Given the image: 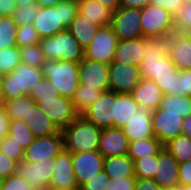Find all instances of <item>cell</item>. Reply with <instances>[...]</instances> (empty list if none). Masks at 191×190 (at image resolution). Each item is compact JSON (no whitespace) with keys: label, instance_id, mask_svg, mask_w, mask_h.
Listing matches in <instances>:
<instances>
[{"label":"cell","instance_id":"6da1fadb","mask_svg":"<svg viewBox=\"0 0 191 190\" xmlns=\"http://www.w3.org/2000/svg\"><path fill=\"white\" fill-rule=\"evenodd\" d=\"M174 33L145 38L144 58L139 65L142 79L152 80L163 94L173 96L174 77L179 70L169 57Z\"/></svg>","mask_w":191,"mask_h":190},{"label":"cell","instance_id":"7a4b0ae2","mask_svg":"<svg viewBox=\"0 0 191 190\" xmlns=\"http://www.w3.org/2000/svg\"><path fill=\"white\" fill-rule=\"evenodd\" d=\"M78 14V3L61 0L55 6L40 7L33 23L39 37L47 38L67 29Z\"/></svg>","mask_w":191,"mask_h":190},{"label":"cell","instance_id":"3957f363","mask_svg":"<svg viewBox=\"0 0 191 190\" xmlns=\"http://www.w3.org/2000/svg\"><path fill=\"white\" fill-rule=\"evenodd\" d=\"M102 129L78 115L64 130V149L70 153L94 151L99 148Z\"/></svg>","mask_w":191,"mask_h":190},{"label":"cell","instance_id":"277c9868","mask_svg":"<svg viewBox=\"0 0 191 190\" xmlns=\"http://www.w3.org/2000/svg\"><path fill=\"white\" fill-rule=\"evenodd\" d=\"M42 73L43 78L48 79L60 96L73 99L80 84L79 63L46 60L42 67Z\"/></svg>","mask_w":191,"mask_h":190},{"label":"cell","instance_id":"5b68a950","mask_svg":"<svg viewBox=\"0 0 191 190\" xmlns=\"http://www.w3.org/2000/svg\"><path fill=\"white\" fill-rule=\"evenodd\" d=\"M42 79V68L20 63L12 72L0 76L4 101L28 95Z\"/></svg>","mask_w":191,"mask_h":190},{"label":"cell","instance_id":"8992f818","mask_svg":"<svg viewBox=\"0 0 191 190\" xmlns=\"http://www.w3.org/2000/svg\"><path fill=\"white\" fill-rule=\"evenodd\" d=\"M40 48L46 60H63L81 62L84 58V49L65 29L54 36L42 38Z\"/></svg>","mask_w":191,"mask_h":190},{"label":"cell","instance_id":"52a82bcc","mask_svg":"<svg viewBox=\"0 0 191 190\" xmlns=\"http://www.w3.org/2000/svg\"><path fill=\"white\" fill-rule=\"evenodd\" d=\"M140 24L145 38L174 33L173 15L153 4H149L141 10Z\"/></svg>","mask_w":191,"mask_h":190},{"label":"cell","instance_id":"ba28073f","mask_svg":"<svg viewBox=\"0 0 191 190\" xmlns=\"http://www.w3.org/2000/svg\"><path fill=\"white\" fill-rule=\"evenodd\" d=\"M56 165V157L37 162L20 161L16 175L27 181L35 190H45L49 186Z\"/></svg>","mask_w":191,"mask_h":190},{"label":"cell","instance_id":"9c48e42d","mask_svg":"<svg viewBox=\"0 0 191 190\" xmlns=\"http://www.w3.org/2000/svg\"><path fill=\"white\" fill-rule=\"evenodd\" d=\"M118 39L110 25L100 27L92 42L84 49V58L110 64Z\"/></svg>","mask_w":191,"mask_h":190},{"label":"cell","instance_id":"30bf717a","mask_svg":"<svg viewBox=\"0 0 191 190\" xmlns=\"http://www.w3.org/2000/svg\"><path fill=\"white\" fill-rule=\"evenodd\" d=\"M141 10L119 7L113 12L110 26L118 40L143 37L141 28Z\"/></svg>","mask_w":191,"mask_h":190},{"label":"cell","instance_id":"8fae6325","mask_svg":"<svg viewBox=\"0 0 191 190\" xmlns=\"http://www.w3.org/2000/svg\"><path fill=\"white\" fill-rule=\"evenodd\" d=\"M141 80L139 66L116 62L109 64V91L131 93Z\"/></svg>","mask_w":191,"mask_h":190},{"label":"cell","instance_id":"7c38bea8","mask_svg":"<svg viewBox=\"0 0 191 190\" xmlns=\"http://www.w3.org/2000/svg\"><path fill=\"white\" fill-rule=\"evenodd\" d=\"M64 149V137L60 130L53 135L36 137L35 140L24 149L23 161L39 162L43 159L57 157Z\"/></svg>","mask_w":191,"mask_h":190},{"label":"cell","instance_id":"4fadbf2b","mask_svg":"<svg viewBox=\"0 0 191 190\" xmlns=\"http://www.w3.org/2000/svg\"><path fill=\"white\" fill-rule=\"evenodd\" d=\"M37 105L61 131L79 115L72 99L62 96L43 99Z\"/></svg>","mask_w":191,"mask_h":190},{"label":"cell","instance_id":"5bb4252c","mask_svg":"<svg viewBox=\"0 0 191 190\" xmlns=\"http://www.w3.org/2000/svg\"><path fill=\"white\" fill-rule=\"evenodd\" d=\"M152 130L154 136L163 144H167L170 140L178 135L183 134L184 118L180 114L165 113L160 108L152 111Z\"/></svg>","mask_w":191,"mask_h":190},{"label":"cell","instance_id":"9a60e30c","mask_svg":"<svg viewBox=\"0 0 191 190\" xmlns=\"http://www.w3.org/2000/svg\"><path fill=\"white\" fill-rule=\"evenodd\" d=\"M80 84L84 88L109 91V64L83 58L79 62Z\"/></svg>","mask_w":191,"mask_h":190},{"label":"cell","instance_id":"2e32d148","mask_svg":"<svg viewBox=\"0 0 191 190\" xmlns=\"http://www.w3.org/2000/svg\"><path fill=\"white\" fill-rule=\"evenodd\" d=\"M82 115L100 129L114 127L115 92H103Z\"/></svg>","mask_w":191,"mask_h":190},{"label":"cell","instance_id":"e0dca14e","mask_svg":"<svg viewBox=\"0 0 191 190\" xmlns=\"http://www.w3.org/2000/svg\"><path fill=\"white\" fill-rule=\"evenodd\" d=\"M104 156L98 151L72 153V164L78 186L103 170Z\"/></svg>","mask_w":191,"mask_h":190},{"label":"cell","instance_id":"ac0fdd59","mask_svg":"<svg viewBox=\"0 0 191 190\" xmlns=\"http://www.w3.org/2000/svg\"><path fill=\"white\" fill-rule=\"evenodd\" d=\"M178 169V161L163 148L157 155L154 180L165 190H176L180 186Z\"/></svg>","mask_w":191,"mask_h":190},{"label":"cell","instance_id":"d6986e66","mask_svg":"<svg viewBox=\"0 0 191 190\" xmlns=\"http://www.w3.org/2000/svg\"><path fill=\"white\" fill-rule=\"evenodd\" d=\"M152 111L138 107L137 112L122 127L129 142L155 137L152 130Z\"/></svg>","mask_w":191,"mask_h":190},{"label":"cell","instance_id":"ffe728a7","mask_svg":"<svg viewBox=\"0 0 191 190\" xmlns=\"http://www.w3.org/2000/svg\"><path fill=\"white\" fill-rule=\"evenodd\" d=\"M129 141L122 128L102 129L98 151L104 158L128 154Z\"/></svg>","mask_w":191,"mask_h":190},{"label":"cell","instance_id":"44dd1931","mask_svg":"<svg viewBox=\"0 0 191 190\" xmlns=\"http://www.w3.org/2000/svg\"><path fill=\"white\" fill-rule=\"evenodd\" d=\"M49 185L66 190L78 186L72 164V153L66 149H63L56 157V165Z\"/></svg>","mask_w":191,"mask_h":190},{"label":"cell","instance_id":"7402d4cb","mask_svg":"<svg viewBox=\"0 0 191 190\" xmlns=\"http://www.w3.org/2000/svg\"><path fill=\"white\" fill-rule=\"evenodd\" d=\"M144 42L145 37L118 40L112 62L139 66L144 58Z\"/></svg>","mask_w":191,"mask_h":190},{"label":"cell","instance_id":"603a6c76","mask_svg":"<svg viewBox=\"0 0 191 190\" xmlns=\"http://www.w3.org/2000/svg\"><path fill=\"white\" fill-rule=\"evenodd\" d=\"M131 94L138 106L145 107L150 111L159 108L163 97L160 88L149 79H142Z\"/></svg>","mask_w":191,"mask_h":190},{"label":"cell","instance_id":"cb8c5ba5","mask_svg":"<svg viewBox=\"0 0 191 190\" xmlns=\"http://www.w3.org/2000/svg\"><path fill=\"white\" fill-rule=\"evenodd\" d=\"M169 57L179 71L191 69V34L174 32Z\"/></svg>","mask_w":191,"mask_h":190},{"label":"cell","instance_id":"d4e9b609","mask_svg":"<svg viewBox=\"0 0 191 190\" xmlns=\"http://www.w3.org/2000/svg\"><path fill=\"white\" fill-rule=\"evenodd\" d=\"M35 137H43L58 133L60 130L39 108L37 103L28 105L27 120H24Z\"/></svg>","mask_w":191,"mask_h":190},{"label":"cell","instance_id":"484cf974","mask_svg":"<svg viewBox=\"0 0 191 190\" xmlns=\"http://www.w3.org/2000/svg\"><path fill=\"white\" fill-rule=\"evenodd\" d=\"M99 28L95 22L78 12L67 30L81 47L85 49L92 42Z\"/></svg>","mask_w":191,"mask_h":190},{"label":"cell","instance_id":"4316f807","mask_svg":"<svg viewBox=\"0 0 191 190\" xmlns=\"http://www.w3.org/2000/svg\"><path fill=\"white\" fill-rule=\"evenodd\" d=\"M78 12L95 22L99 27L111 23L113 12L97 0H78Z\"/></svg>","mask_w":191,"mask_h":190},{"label":"cell","instance_id":"83f0119b","mask_svg":"<svg viewBox=\"0 0 191 190\" xmlns=\"http://www.w3.org/2000/svg\"><path fill=\"white\" fill-rule=\"evenodd\" d=\"M103 170L110 179L135 177L134 161L128 155L104 158Z\"/></svg>","mask_w":191,"mask_h":190},{"label":"cell","instance_id":"f1b7e54d","mask_svg":"<svg viewBox=\"0 0 191 190\" xmlns=\"http://www.w3.org/2000/svg\"><path fill=\"white\" fill-rule=\"evenodd\" d=\"M138 105L131 93H115L114 128H122L137 112Z\"/></svg>","mask_w":191,"mask_h":190},{"label":"cell","instance_id":"f546056e","mask_svg":"<svg viewBox=\"0 0 191 190\" xmlns=\"http://www.w3.org/2000/svg\"><path fill=\"white\" fill-rule=\"evenodd\" d=\"M163 148L164 145L156 137L146 138L129 142L127 155L133 161H136L143 156L147 157L158 155Z\"/></svg>","mask_w":191,"mask_h":190},{"label":"cell","instance_id":"4dcf8cb0","mask_svg":"<svg viewBox=\"0 0 191 190\" xmlns=\"http://www.w3.org/2000/svg\"><path fill=\"white\" fill-rule=\"evenodd\" d=\"M159 108L165 113L180 114L186 118L191 115V97L163 94Z\"/></svg>","mask_w":191,"mask_h":190},{"label":"cell","instance_id":"1f68e13d","mask_svg":"<svg viewBox=\"0 0 191 190\" xmlns=\"http://www.w3.org/2000/svg\"><path fill=\"white\" fill-rule=\"evenodd\" d=\"M164 148L178 161L184 163L191 160V137L178 135L164 145Z\"/></svg>","mask_w":191,"mask_h":190},{"label":"cell","instance_id":"d6a6232c","mask_svg":"<svg viewBox=\"0 0 191 190\" xmlns=\"http://www.w3.org/2000/svg\"><path fill=\"white\" fill-rule=\"evenodd\" d=\"M34 104V100L29 95H25L6 100L3 107L10 120H27L28 105Z\"/></svg>","mask_w":191,"mask_h":190},{"label":"cell","instance_id":"836d02e7","mask_svg":"<svg viewBox=\"0 0 191 190\" xmlns=\"http://www.w3.org/2000/svg\"><path fill=\"white\" fill-rule=\"evenodd\" d=\"M103 92L104 91L94 90L93 88H84V85L79 84L72 99L74 109L79 115H82L98 98L101 97Z\"/></svg>","mask_w":191,"mask_h":190},{"label":"cell","instance_id":"e575fe53","mask_svg":"<svg viewBox=\"0 0 191 190\" xmlns=\"http://www.w3.org/2000/svg\"><path fill=\"white\" fill-rule=\"evenodd\" d=\"M17 28L12 16H0V50L17 47Z\"/></svg>","mask_w":191,"mask_h":190},{"label":"cell","instance_id":"d590c367","mask_svg":"<svg viewBox=\"0 0 191 190\" xmlns=\"http://www.w3.org/2000/svg\"><path fill=\"white\" fill-rule=\"evenodd\" d=\"M12 141L16 142L24 149H26L34 140L35 136L28 128L24 120H11L9 127V134Z\"/></svg>","mask_w":191,"mask_h":190},{"label":"cell","instance_id":"8d00e7d4","mask_svg":"<svg viewBox=\"0 0 191 190\" xmlns=\"http://www.w3.org/2000/svg\"><path fill=\"white\" fill-rule=\"evenodd\" d=\"M21 63L17 47L0 50V76L12 72Z\"/></svg>","mask_w":191,"mask_h":190},{"label":"cell","instance_id":"74e56055","mask_svg":"<svg viewBox=\"0 0 191 190\" xmlns=\"http://www.w3.org/2000/svg\"><path fill=\"white\" fill-rule=\"evenodd\" d=\"M21 63L42 68L45 64V56L41 51L40 44H34L19 49Z\"/></svg>","mask_w":191,"mask_h":190},{"label":"cell","instance_id":"f35d334b","mask_svg":"<svg viewBox=\"0 0 191 190\" xmlns=\"http://www.w3.org/2000/svg\"><path fill=\"white\" fill-rule=\"evenodd\" d=\"M16 34L18 49L34 44H39L41 41V38L39 37L38 32L33 24L18 26Z\"/></svg>","mask_w":191,"mask_h":190},{"label":"cell","instance_id":"ab89813d","mask_svg":"<svg viewBox=\"0 0 191 190\" xmlns=\"http://www.w3.org/2000/svg\"><path fill=\"white\" fill-rule=\"evenodd\" d=\"M157 155L143 156L134 161V172L136 178L154 179L156 172Z\"/></svg>","mask_w":191,"mask_h":190},{"label":"cell","instance_id":"60d3db41","mask_svg":"<svg viewBox=\"0 0 191 190\" xmlns=\"http://www.w3.org/2000/svg\"><path fill=\"white\" fill-rule=\"evenodd\" d=\"M39 8L40 6L37 3L17 6L14 9L12 17L18 26L33 24Z\"/></svg>","mask_w":191,"mask_h":190},{"label":"cell","instance_id":"b9f144b4","mask_svg":"<svg viewBox=\"0 0 191 190\" xmlns=\"http://www.w3.org/2000/svg\"><path fill=\"white\" fill-rule=\"evenodd\" d=\"M28 95L34 100L35 103L43 101V99L55 98L60 96L57 89L53 87L46 78H43L35 86V88H32Z\"/></svg>","mask_w":191,"mask_h":190},{"label":"cell","instance_id":"7bdbcfd3","mask_svg":"<svg viewBox=\"0 0 191 190\" xmlns=\"http://www.w3.org/2000/svg\"><path fill=\"white\" fill-rule=\"evenodd\" d=\"M174 32H185L191 34V4L185 3L173 15Z\"/></svg>","mask_w":191,"mask_h":190},{"label":"cell","instance_id":"ee69618b","mask_svg":"<svg viewBox=\"0 0 191 190\" xmlns=\"http://www.w3.org/2000/svg\"><path fill=\"white\" fill-rule=\"evenodd\" d=\"M191 97V69L180 70L174 77L173 96Z\"/></svg>","mask_w":191,"mask_h":190},{"label":"cell","instance_id":"f6af8a7d","mask_svg":"<svg viewBox=\"0 0 191 190\" xmlns=\"http://www.w3.org/2000/svg\"><path fill=\"white\" fill-rule=\"evenodd\" d=\"M0 150L6 156L17 162L23 161L24 148L12 141V138L9 135L0 141Z\"/></svg>","mask_w":191,"mask_h":190},{"label":"cell","instance_id":"bcb514c9","mask_svg":"<svg viewBox=\"0 0 191 190\" xmlns=\"http://www.w3.org/2000/svg\"><path fill=\"white\" fill-rule=\"evenodd\" d=\"M109 182V176L104 170H102L97 173L96 176L84 183L81 187L83 190H105Z\"/></svg>","mask_w":191,"mask_h":190},{"label":"cell","instance_id":"7dc6e473","mask_svg":"<svg viewBox=\"0 0 191 190\" xmlns=\"http://www.w3.org/2000/svg\"><path fill=\"white\" fill-rule=\"evenodd\" d=\"M1 190H35L31 185L20 178L19 176L12 175L2 180Z\"/></svg>","mask_w":191,"mask_h":190},{"label":"cell","instance_id":"c3c4849f","mask_svg":"<svg viewBox=\"0 0 191 190\" xmlns=\"http://www.w3.org/2000/svg\"><path fill=\"white\" fill-rule=\"evenodd\" d=\"M18 162L9 158L0 150V179L3 180L16 174Z\"/></svg>","mask_w":191,"mask_h":190},{"label":"cell","instance_id":"681fc988","mask_svg":"<svg viewBox=\"0 0 191 190\" xmlns=\"http://www.w3.org/2000/svg\"><path fill=\"white\" fill-rule=\"evenodd\" d=\"M136 180V177L110 179V182L105 190H134Z\"/></svg>","mask_w":191,"mask_h":190},{"label":"cell","instance_id":"f907efd6","mask_svg":"<svg viewBox=\"0 0 191 190\" xmlns=\"http://www.w3.org/2000/svg\"><path fill=\"white\" fill-rule=\"evenodd\" d=\"M150 4L162 7L170 14L174 15L180 8L185 5L184 0H150Z\"/></svg>","mask_w":191,"mask_h":190},{"label":"cell","instance_id":"816d5d0a","mask_svg":"<svg viewBox=\"0 0 191 190\" xmlns=\"http://www.w3.org/2000/svg\"><path fill=\"white\" fill-rule=\"evenodd\" d=\"M178 176L180 186L191 185V160L179 164Z\"/></svg>","mask_w":191,"mask_h":190},{"label":"cell","instance_id":"f5cc1de1","mask_svg":"<svg viewBox=\"0 0 191 190\" xmlns=\"http://www.w3.org/2000/svg\"><path fill=\"white\" fill-rule=\"evenodd\" d=\"M134 190H165L159 184L150 178H137Z\"/></svg>","mask_w":191,"mask_h":190},{"label":"cell","instance_id":"db71d44e","mask_svg":"<svg viewBox=\"0 0 191 190\" xmlns=\"http://www.w3.org/2000/svg\"><path fill=\"white\" fill-rule=\"evenodd\" d=\"M10 122L11 120L6 114L4 107H0V141L9 134Z\"/></svg>","mask_w":191,"mask_h":190},{"label":"cell","instance_id":"11a10c76","mask_svg":"<svg viewBox=\"0 0 191 190\" xmlns=\"http://www.w3.org/2000/svg\"><path fill=\"white\" fill-rule=\"evenodd\" d=\"M16 7V0H0V16H12Z\"/></svg>","mask_w":191,"mask_h":190},{"label":"cell","instance_id":"9f6ffc18","mask_svg":"<svg viewBox=\"0 0 191 190\" xmlns=\"http://www.w3.org/2000/svg\"><path fill=\"white\" fill-rule=\"evenodd\" d=\"M150 4V0H120V7L142 10Z\"/></svg>","mask_w":191,"mask_h":190},{"label":"cell","instance_id":"6f0895ef","mask_svg":"<svg viewBox=\"0 0 191 190\" xmlns=\"http://www.w3.org/2000/svg\"><path fill=\"white\" fill-rule=\"evenodd\" d=\"M102 5L109 8L112 12L116 11L120 7V0H97Z\"/></svg>","mask_w":191,"mask_h":190},{"label":"cell","instance_id":"680465c9","mask_svg":"<svg viewBox=\"0 0 191 190\" xmlns=\"http://www.w3.org/2000/svg\"><path fill=\"white\" fill-rule=\"evenodd\" d=\"M183 134L187 137H191V115L188 117L184 118L183 121Z\"/></svg>","mask_w":191,"mask_h":190},{"label":"cell","instance_id":"91938a15","mask_svg":"<svg viewBox=\"0 0 191 190\" xmlns=\"http://www.w3.org/2000/svg\"><path fill=\"white\" fill-rule=\"evenodd\" d=\"M61 0H36V3L40 7H47V6H55L57 3H59Z\"/></svg>","mask_w":191,"mask_h":190},{"label":"cell","instance_id":"94428289","mask_svg":"<svg viewBox=\"0 0 191 190\" xmlns=\"http://www.w3.org/2000/svg\"><path fill=\"white\" fill-rule=\"evenodd\" d=\"M17 6L35 4L36 0H16Z\"/></svg>","mask_w":191,"mask_h":190},{"label":"cell","instance_id":"6125c7cd","mask_svg":"<svg viewBox=\"0 0 191 190\" xmlns=\"http://www.w3.org/2000/svg\"><path fill=\"white\" fill-rule=\"evenodd\" d=\"M45 190H66V189H62L60 187L49 185L48 187L45 188Z\"/></svg>","mask_w":191,"mask_h":190},{"label":"cell","instance_id":"be15d7a7","mask_svg":"<svg viewBox=\"0 0 191 190\" xmlns=\"http://www.w3.org/2000/svg\"><path fill=\"white\" fill-rule=\"evenodd\" d=\"M4 103L5 101L2 95L1 84H0V107H2Z\"/></svg>","mask_w":191,"mask_h":190},{"label":"cell","instance_id":"e7e4bbea","mask_svg":"<svg viewBox=\"0 0 191 190\" xmlns=\"http://www.w3.org/2000/svg\"><path fill=\"white\" fill-rule=\"evenodd\" d=\"M176 190H191V185L179 186Z\"/></svg>","mask_w":191,"mask_h":190},{"label":"cell","instance_id":"03108f58","mask_svg":"<svg viewBox=\"0 0 191 190\" xmlns=\"http://www.w3.org/2000/svg\"><path fill=\"white\" fill-rule=\"evenodd\" d=\"M70 190H83V188L81 186H77L76 188H72Z\"/></svg>","mask_w":191,"mask_h":190},{"label":"cell","instance_id":"003e7915","mask_svg":"<svg viewBox=\"0 0 191 190\" xmlns=\"http://www.w3.org/2000/svg\"><path fill=\"white\" fill-rule=\"evenodd\" d=\"M185 3L191 4V0H184Z\"/></svg>","mask_w":191,"mask_h":190}]
</instances>
